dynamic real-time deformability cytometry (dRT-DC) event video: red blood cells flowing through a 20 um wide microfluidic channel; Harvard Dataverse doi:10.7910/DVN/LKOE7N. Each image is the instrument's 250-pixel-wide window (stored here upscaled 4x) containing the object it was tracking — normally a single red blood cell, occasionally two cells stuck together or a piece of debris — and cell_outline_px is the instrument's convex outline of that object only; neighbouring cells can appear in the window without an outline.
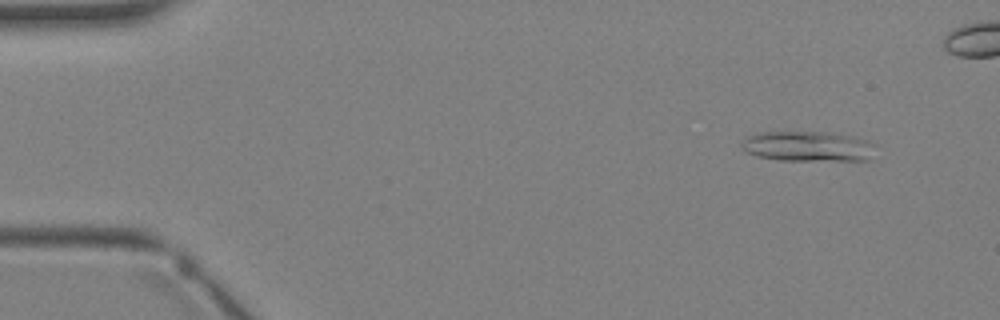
{"species": "Egyptian fruit bat (a non-hibernating species)", "species_latin": "Rousettus aegyptiacus", "temperature_condition": "warm", "stored_images_in_passage": 4, "camera_frame_rate_fps": 3000, "um_per_image_px": 0.085, "animal": {"sex": "female"}, "frame": {"image": 1, "passage_image": 1, "time_ms": 0.0, "image_size_px": [1000, 320], "cell_outline_px": [[876, 144], [868, 160], [780, 160], [756, 156], [748, 152], [744, 148], [744, 140], [748, 136], [756, 132], [824, 132], [852, 136], [868, 140]], "centroid_in_image_um": [68.7, 12.43], "position_along_channel_um": 16.3, "area_um2": 23.29}}